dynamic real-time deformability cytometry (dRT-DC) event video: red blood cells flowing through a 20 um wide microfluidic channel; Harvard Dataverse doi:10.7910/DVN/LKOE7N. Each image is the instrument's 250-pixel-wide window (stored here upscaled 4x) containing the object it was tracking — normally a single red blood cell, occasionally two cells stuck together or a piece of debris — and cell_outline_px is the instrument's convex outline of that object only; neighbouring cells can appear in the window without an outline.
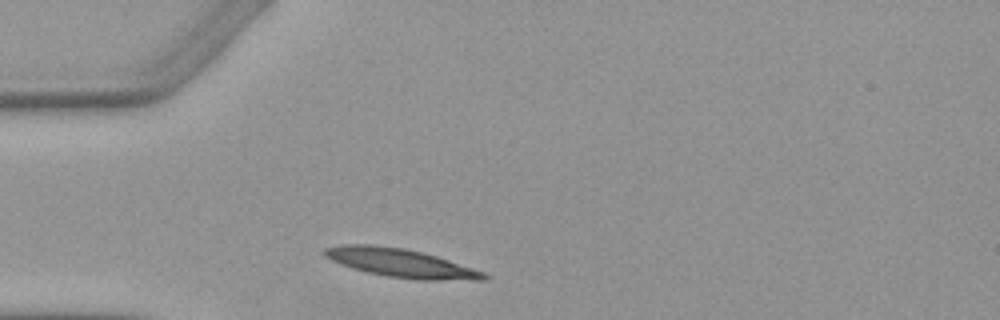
{"species": "Egyptian fruit bat (a non-hibernating species)", "species_latin": "Rousettus aegyptiacus", "temperature_condition": "warm", "stored_images_in_passage": 1, "camera_frame_rate_fps": 3000, "um_per_image_px": 0.085, "animal": {"sex": "female"}, "frame": {"image": 1, "passage_image": 1, "time_ms": 0.0, "image_size_px": [1000, 320], "cell_outline_px": [[488, 276], [484, 280], [416, 280], [388, 276], [368, 272], [352, 268], [340, 264], [324, 256], [324, 248], [344, 244], [372, 244], [404, 248], [424, 252], [484, 272]], "centroid_in_image_um": [34.04, 22.35], "position_along_channel_um": 51.0, "area_um2": 26.36}}